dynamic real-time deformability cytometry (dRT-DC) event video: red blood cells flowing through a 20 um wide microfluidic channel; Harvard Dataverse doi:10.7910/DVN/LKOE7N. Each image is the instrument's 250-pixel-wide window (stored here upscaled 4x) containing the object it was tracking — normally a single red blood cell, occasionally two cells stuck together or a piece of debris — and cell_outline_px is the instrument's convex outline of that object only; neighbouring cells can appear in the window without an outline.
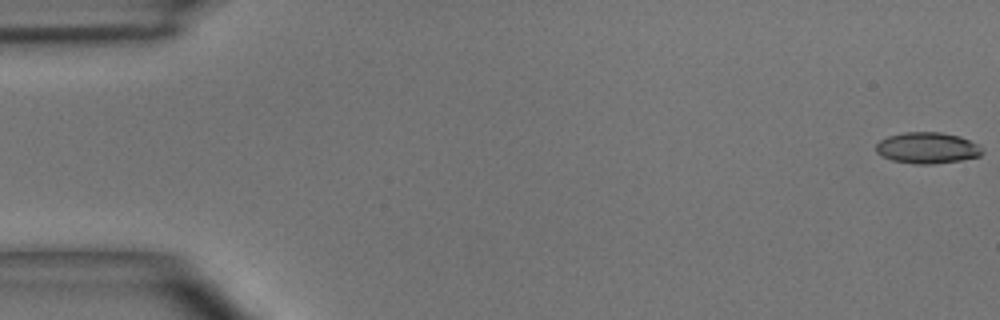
{"species": "common noctule bat (a hibernating species)", "species_latin": "Nyctalus noctula", "temperature_condition": "room temperature", "stored_images_in_passage": 5, "camera_frame_rate_fps": 3000, "um_per_image_px": 0.085, "animal": {"sex": "male", "body_mass_g": 15.6}, "frame": {"image": 1, "passage_image": 1, "time_ms": 0.0, "image_size_px": [1000, 320], "cell_outline_px": [[984, 152], [980, 156], [960, 160], [932, 164], [916, 164], [892, 160], [876, 152], [876, 144], [880, 140], [888, 136], [904, 132], [940, 132], [960, 136], [980, 144]], "centroid_in_image_um": [78.86, 12.56], "position_along_channel_um": 6.1, "area_um2": 19.36}}